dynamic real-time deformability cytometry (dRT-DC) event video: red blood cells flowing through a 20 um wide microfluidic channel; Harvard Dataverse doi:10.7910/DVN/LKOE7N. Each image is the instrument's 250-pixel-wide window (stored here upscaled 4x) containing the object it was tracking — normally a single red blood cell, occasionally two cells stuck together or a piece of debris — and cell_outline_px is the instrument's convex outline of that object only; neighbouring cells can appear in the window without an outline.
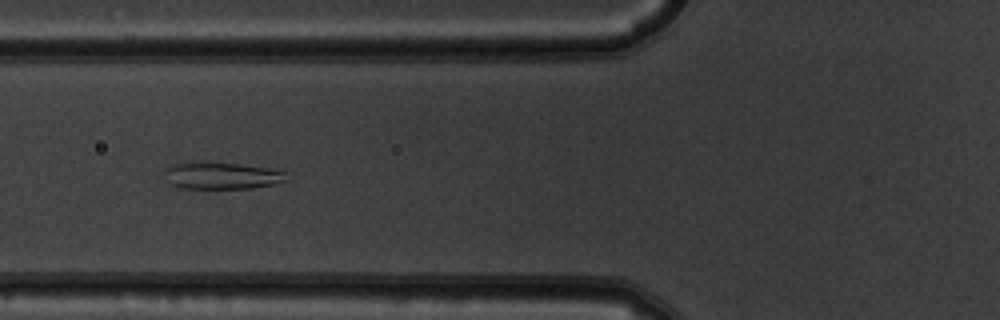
{"species": "common noctule bat (a hibernating species)", "species_latin": "Nyctalus noctula", "temperature_condition": "warm", "stored_images_in_passage": 7, "camera_frame_rate_fps": 3000, "um_per_image_px": 0.085, "animal": {"sex": "male", "body_mass_g": 19.5, "forearm_length_mm": 54.6}, "frame": {"image": 1, "passage_image": 5, "time_ms": 1.333, "image_size_px": [1000, 320], "cell_outline_px": [[288, 180], [272, 184], [252, 188], [180, 188], [168, 184], [164, 172], [164, 168], [172, 164], [188, 160], [208, 160], [240, 164], [268, 168], [284, 172]], "centroid_in_image_um": [18.72, 14.89], "position_along_channel_um": 107.1, "area_um2": 19.77}}